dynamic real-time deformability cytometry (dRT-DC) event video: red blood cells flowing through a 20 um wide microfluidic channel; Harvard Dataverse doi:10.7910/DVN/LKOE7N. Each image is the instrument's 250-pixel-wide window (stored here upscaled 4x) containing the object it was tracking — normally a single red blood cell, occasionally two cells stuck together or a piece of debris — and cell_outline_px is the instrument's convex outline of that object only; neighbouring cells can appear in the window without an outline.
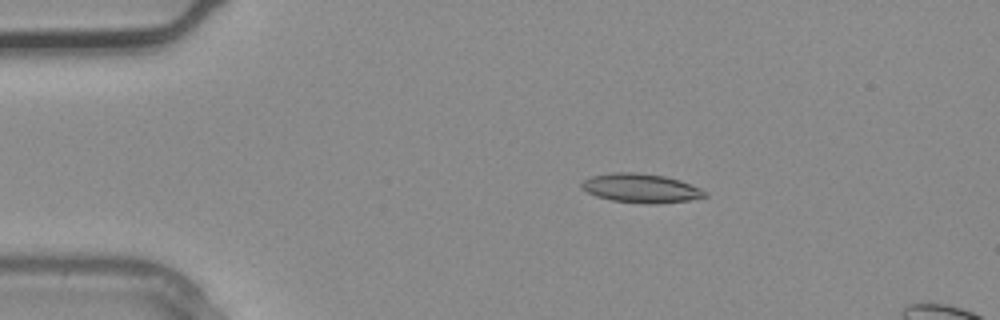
{"species": "common noctule bat (a hibernating species)", "species_latin": "Nyctalus noctula", "temperature_condition": "warm", "stored_images_in_passage": 3, "camera_frame_rate_fps": 3000, "um_per_image_px": 0.085, "animal": {"sex": "male", "body_mass_g": 20.4}, "frame": {"image": 1, "passage_image": 2, "time_ms": 0.333, "image_size_px": [1000, 320], "cell_outline_px": [[708, 196], [692, 200], [660, 204], [648, 204], [612, 200], [596, 196], [580, 188], [580, 184], [584, 180], [592, 176], [612, 172], [636, 172], [664, 176], [680, 180], [700, 188], [708, 192]], "centroid_in_image_um": [54.51, 16.0], "position_along_channel_um": 30.5, "area_um2": 21.04}}